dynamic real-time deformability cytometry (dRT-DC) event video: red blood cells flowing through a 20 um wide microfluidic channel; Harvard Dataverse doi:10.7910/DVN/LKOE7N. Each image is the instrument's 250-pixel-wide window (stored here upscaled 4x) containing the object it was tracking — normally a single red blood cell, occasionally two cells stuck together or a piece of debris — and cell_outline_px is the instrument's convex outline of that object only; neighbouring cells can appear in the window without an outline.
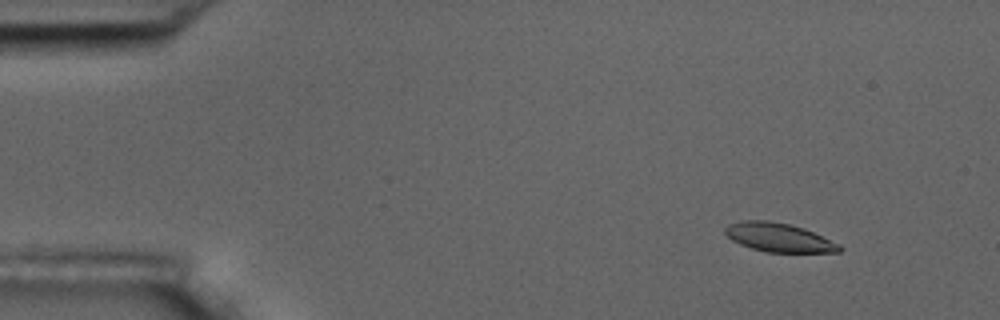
{"species": "common noctule bat (a hibernating species)", "species_latin": "Nyctalus noctula", "temperature_condition": "room temperature", "stored_images_in_passage": 6, "segment_of_instrument_passage": [1, 2], "camera_frame_rate_fps": 3000, "um_per_image_px": 0.085, "animal": {"sex": "male", "body_mass_g": 17.5, "forearm_length_mm": 52.3}, "frame": {"image": 1, "passage_image": 2, "time_ms": 1.0, "image_size_px": [1000, 320], "cell_outline_px": [[844, 248], [840, 252], [768, 252], [752, 248], [740, 244], [732, 240], [724, 232], [724, 228], [728, 224], [740, 220], [768, 220], [792, 224], [804, 228], [840, 244]], "centroid_in_image_um": [66.2, 20.17], "position_along_channel_um": 18.8, "area_um2": 19.31}}
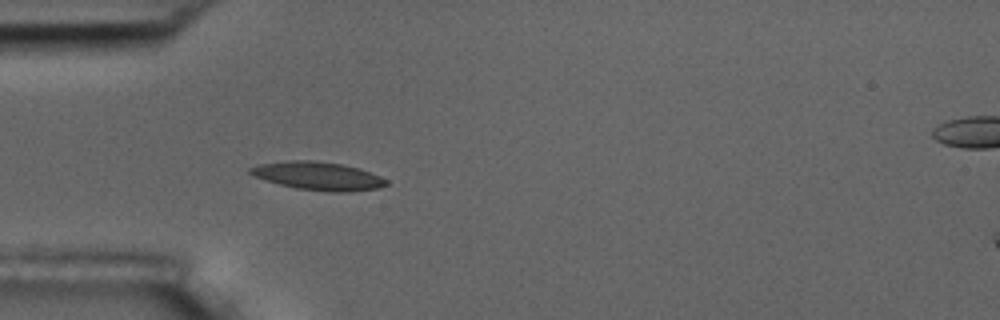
{"frame": {"image": 2, "passage_image": 5, "time_ms": 4.667, "image_size_px": [1000, 320], "cell_outline_px": [[388, 184], [376, 188], [348, 192], [340, 192], [296, 188], [280, 184], [252, 176], [248, 172], [248, 168], [260, 164], [288, 160], [316, 160], [340, 164], [360, 168], [380, 176], [388, 180]], "centroid_in_image_um": [27.02, 14.94], "position_along_channel_um": 58.0, "area_um2": 22.25}}